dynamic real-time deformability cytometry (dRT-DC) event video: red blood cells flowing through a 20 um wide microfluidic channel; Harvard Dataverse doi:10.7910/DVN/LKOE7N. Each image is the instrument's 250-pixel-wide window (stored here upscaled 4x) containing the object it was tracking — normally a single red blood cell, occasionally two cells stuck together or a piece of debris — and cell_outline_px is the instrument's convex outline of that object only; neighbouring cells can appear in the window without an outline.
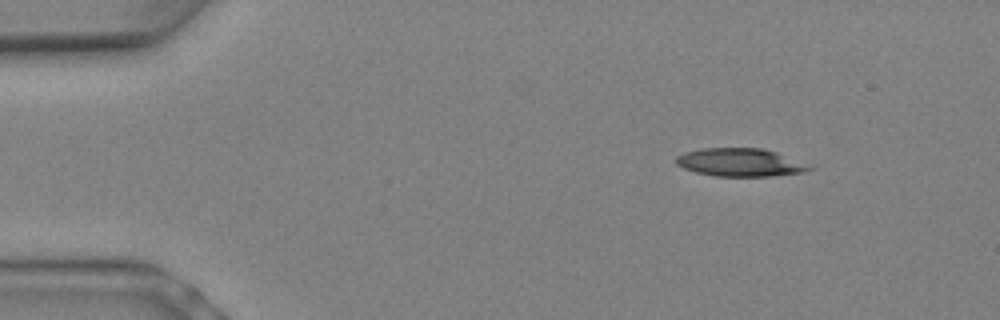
{"species": "Egyptian fruit bat (a non-hibernating species)", "species_latin": "Rousettus aegyptiacus", "temperature_condition": "warm", "stored_images_in_passage": 6, "camera_frame_rate_fps": 3000, "um_per_image_px": 0.085, "animal": {"sex": "female"}, "frame": {"image": 1, "passage_image": 1, "time_ms": 0.0, "image_size_px": [1000, 320], "cell_outline_px": [[816, 168], [804, 172], [772, 176], [712, 176], [696, 172], [684, 168], [676, 164], [676, 156], [684, 152], [700, 148], [764, 148], [776, 152]], "centroid_in_image_um": [62.88, 13.8], "position_along_channel_um": 22.1, "area_um2": 21.79}}
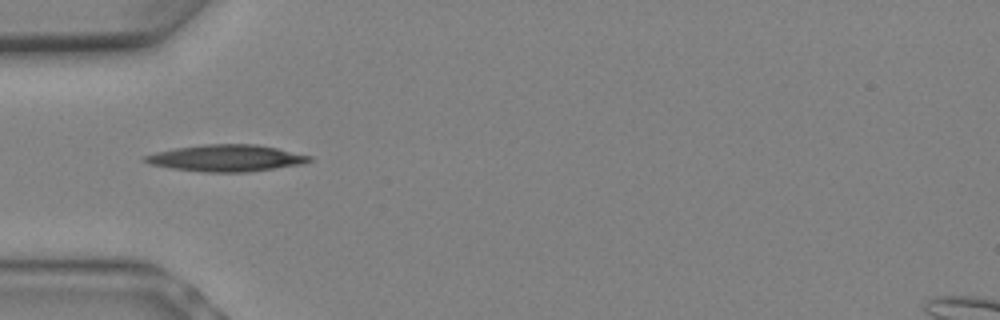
{"frame": {"image": 2, "passage_image": 5, "time_ms": 1.333, "image_size_px": [1000, 320], "cell_outline_px": [[312, 160], [304, 164], [248, 172], [204, 172], [172, 168], [148, 164], [140, 160], [144, 156], [156, 152], [176, 148], [204, 144], [256, 144], [276, 148], [312, 156]], "centroid_in_image_um": [19.22, 13.44], "position_along_channel_um": 65.8, "area_um2": 25.61}}